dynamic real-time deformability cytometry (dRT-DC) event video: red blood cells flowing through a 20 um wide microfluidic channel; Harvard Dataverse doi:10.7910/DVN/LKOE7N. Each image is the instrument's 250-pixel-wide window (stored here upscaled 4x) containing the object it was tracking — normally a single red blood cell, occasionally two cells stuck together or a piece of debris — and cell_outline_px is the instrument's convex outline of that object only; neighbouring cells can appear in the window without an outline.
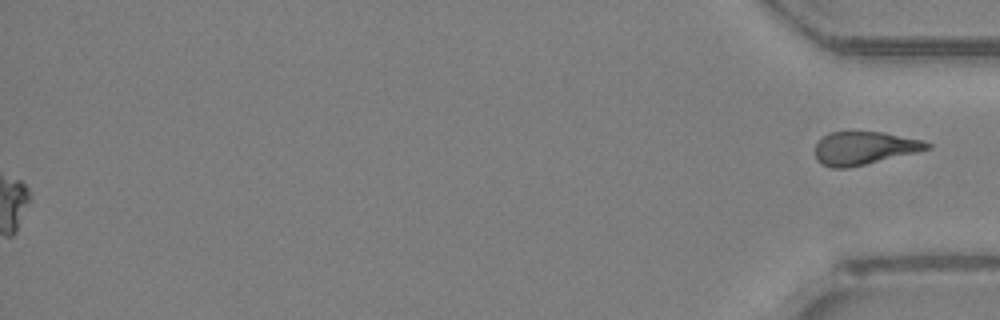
{"species": "Egyptian fruit bat (a non-hibernating species)", "species_latin": "Rousettus aegyptiacus", "temperature_condition": "room temperature", "stored_images_in_passage": 42, "segment_of_instrument_passage": [2, 2], "camera_frame_rate_fps": 3000, "um_per_image_px": 0.085, "animal": {"sex": "female"}, "frame": {"image": 1, "passage_image": 42, "time_ms": 13.667, "image_size_px": [1000, 320], "cell_outline_px": [[932, 148], [916, 152], [848, 168], [832, 168], [820, 164], [816, 160], [816, 144], [824, 136], [832, 132], [880, 132], [920, 140], [932, 144]], "centroid_in_image_um": [73.43, 12.6], "position_along_channel_um": 361.8, "area_um2": 21.21}}